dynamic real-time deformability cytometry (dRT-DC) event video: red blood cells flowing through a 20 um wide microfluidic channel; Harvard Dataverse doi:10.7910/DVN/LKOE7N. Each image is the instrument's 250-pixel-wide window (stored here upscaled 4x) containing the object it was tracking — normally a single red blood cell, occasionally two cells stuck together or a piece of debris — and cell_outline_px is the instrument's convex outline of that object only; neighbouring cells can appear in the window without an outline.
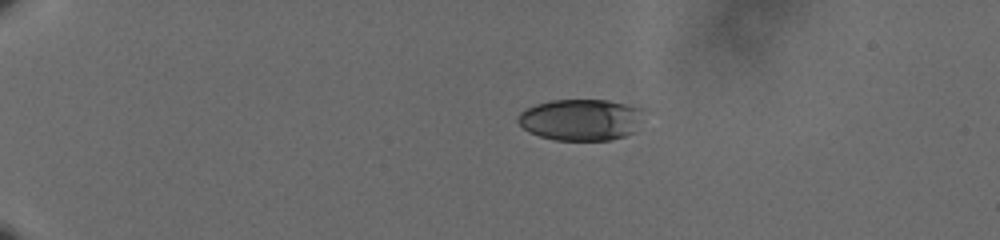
{"species": "human", "species_latin": "Homo sapiens", "temperature_condition": "cold", "stored_images_in_passage": 47, "camera_frame_rate_fps": 3000, "um_per_image_px": 0.085, "donor": {"sex": "male"}, "frame": {"image": 1, "passage_image": 1, "time_ms": 0.0, "image_size_px": [1000, 240], "cell_outline_px": [[644, 108], [632, 132], [624, 136], [608, 140], [556, 140], [540, 136], [528, 132], [520, 124], [520, 112], [536, 104], [552, 100], [608, 100]], "centroid_in_image_um": [49.35, 10.17], "position_along_channel_um": 35.6, "area_um2": 29.88}}
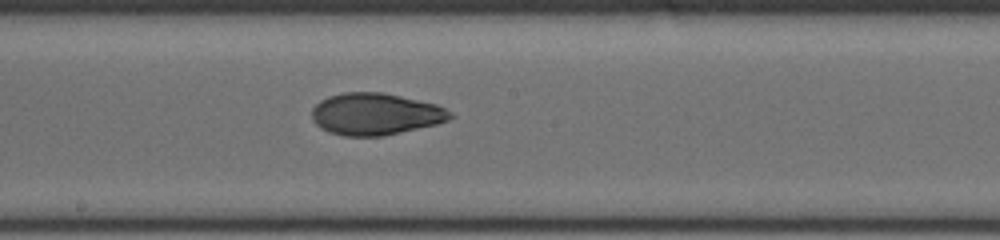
{"frame": {"image": 2, "passage_image": 23, "time_ms": 7.333, "image_size_px": [1000, 240], "cell_outline_px": [[456, 116], [448, 120], [436, 124], [384, 136], [344, 136], [328, 132], [320, 128], [312, 120], [312, 108], [320, 100], [328, 96], [344, 92], [384, 92], [436, 104], [452, 112]], "centroid_in_image_um": [31.9, 9.69], "position_along_channel_um": 216.3, "area_um2": 33.99}}
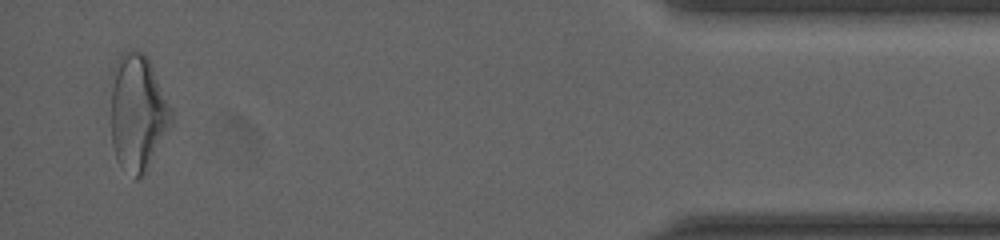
{"frame": {"image": 3, "passage_image": 45, "time_ms": 14.667, "image_size_px": [1000, 240], "cell_outline_px": [[172, 124], [144, 176], [136, 180], [116, 160], [112, 144], [112, 68], [120, 52], [128, 48], [144, 52], [172, 108]], "centroid_in_image_um": [11.7, 9.56], "position_along_channel_um": 423.5, "area_um2": 41.27}, "authors_computed_cell_mechanics": {"area_um2": 33.3506, "velocity_mm_per_s": 3.6279, "shape_relaxation_time_tau1_ms": 5.0451, "shape_relaxation_time_tau2_ms": 2.5569, "deformation_change_tau1": 0.1567, "deformation_change_tau2": 0.0719}}